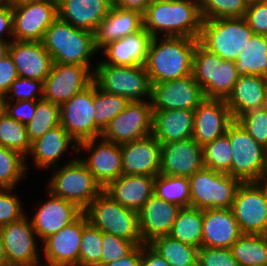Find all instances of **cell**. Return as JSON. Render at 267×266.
I'll return each instance as SVG.
<instances>
[{
	"label": "cell",
	"mask_w": 267,
	"mask_h": 266,
	"mask_svg": "<svg viewBox=\"0 0 267 266\" xmlns=\"http://www.w3.org/2000/svg\"><path fill=\"white\" fill-rule=\"evenodd\" d=\"M232 148L225 134L203 146L204 167L230 175Z\"/></svg>",
	"instance_id": "cell-43"
},
{
	"label": "cell",
	"mask_w": 267,
	"mask_h": 266,
	"mask_svg": "<svg viewBox=\"0 0 267 266\" xmlns=\"http://www.w3.org/2000/svg\"><path fill=\"white\" fill-rule=\"evenodd\" d=\"M234 121L225 99L205 98L194 109L192 138L204 146L226 134Z\"/></svg>",
	"instance_id": "cell-21"
},
{
	"label": "cell",
	"mask_w": 267,
	"mask_h": 266,
	"mask_svg": "<svg viewBox=\"0 0 267 266\" xmlns=\"http://www.w3.org/2000/svg\"><path fill=\"white\" fill-rule=\"evenodd\" d=\"M226 134L232 148L230 175L242 182H260L267 179V149L256 142L234 120Z\"/></svg>",
	"instance_id": "cell-7"
},
{
	"label": "cell",
	"mask_w": 267,
	"mask_h": 266,
	"mask_svg": "<svg viewBox=\"0 0 267 266\" xmlns=\"http://www.w3.org/2000/svg\"><path fill=\"white\" fill-rule=\"evenodd\" d=\"M27 173L26 158L15 150L0 146V189L16 188Z\"/></svg>",
	"instance_id": "cell-40"
},
{
	"label": "cell",
	"mask_w": 267,
	"mask_h": 266,
	"mask_svg": "<svg viewBox=\"0 0 267 266\" xmlns=\"http://www.w3.org/2000/svg\"><path fill=\"white\" fill-rule=\"evenodd\" d=\"M129 102L123 96L102 91L94 83L95 124L103 131L108 123L126 108Z\"/></svg>",
	"instance_id": "cell-41"
},
{
	"label": "cell",
	"mask_w": 267,
	"mask_h": 266,
	"mask_svg": "<svg viewBox=\"0 0 267 266\" xmlns=\"http://www.w3.org/2000/svg\"><path fill=\"white\" fill-rule=\"evenodd\" d=\"M198 39L152 37L145 70L151 84L192 75L193 54Z\"/></svg>",
	"instance_id": "cell-2"
},
{
	"label": "cell",
	"mask_w": 267,
	"mask_h": 266,
	"mask_svg": "<svg viewBox=\"0 0 267 266\" xmlns=\"http://www.w3.org/2000/svg\"><path fill=\"white\" fill-rule=\"evenodd\" d=\"M149 245L154 248L170 266H197L198 248L185 244L170 235L154 239Z\"/></svg>",
	"instance_id": "cell-37"
},
{
	"label": "cell",
	"mask_w": 267,
	"mask_h": 266,
	"mask_svg": "<svg viewBox=\"0 0 267 266\" xmlns=\"http://www.w3.org/2000/svg\"><path fill=\"white\" fill-rule=\"evenodd\" d=\"M236 121L260 145L267 149V111L263 108L251 110L239 116Z\"/></svg>",
	"instance_id": "cell-46"
},
{
	"label": "cell",
	"mask_w": 267,
	"mask_h": 266,
	"mask_svg": "<svg viewBox=\"0 0 267 266\" xmlns=\"http://www.w3.org/2000/svg\"><path fill=\"white\" fill-rule=\"evenodd\" d=\"M152 135L161 143L191 139L194 110H152Z\"/></svg>",
	"instance_id": "cell-33"
},
{
	"label": "cell",
	"mask_w": 267,
	"mask_h": 266,
	"mask_svg": "<svg viewBox=\"0 0 267 266\" xmlns=\"http://www.w3.org/2000/svg\"><path fill=\"white\" fill-rule=\"evenodd\" d=\"M154 194L179 207H188L190 206L189 178L158 174L154 181Z\"/></svg>",
	"instance_id": "cell-38"
},
{
	"label": "cell",
	"mask_w": 267,
	"mask_h": 266,
	"mask_svg": "<svg viewBox=\"0 0 267 266\" xmlns=\"http://www.w3.org/2000/svg\"><path fill=\"white\" fill-rule=\"evenodd\" d=\"M265 197L267 201V179H265Z\"/></svg>",
	"instance_id": "cell-64"
},
{
	"label": "cell",
	"mask_w": 267,
	"mask_h": 266,
	"mask_svg": "<svg viewBox=\"0 0 267 266\" xmlns=\"http://www.w3.org/2000/svg\"><path fill=\"white\" fill-rule=\"evenodd\" d=\"M203 210L188 206L181 207L170 232V236L185 244L202 247Z\"/></svg>",
	"instance_id": "cell-35"
},
{
	"label": "cell",
	"mask_w": 267,
	"mask_h": 266,
	"mask_svg": "<svg viewBox=\"0 0 267 266\" xmlns=\"http://www.w3.org/2000/svg\"><path fill=\"white\" fill-rule=\"evenodd\" d=\"M197 266H240L232 255L231 249L205 247L198 249Z\"/></svg>",
	"instance_id": "cell-50"
},
{
	"label": "cell",
	"mask_w": 267,
	"mask_h": 266,
	"mask_svg": "<svg viewBox=\"0 0 267 266\" xmlns=\"http://www.w3.org/2000/svg\"><path fill=\"white\" fill-rule=\"evenodd\" d=\"M264 110H267V92H266V96H265V100H264V103H263V107H262Z\"/></svg>",
	"instance_id": "cell-62"
},
{
	"label": "cell",
	"mask_w": 267,
	"mask_h": 266,
	"mask_svg": "<svg viewBox=\"0 0 267 266\" xmlns=\"http://www.w3.org/2000/svg\"><path fill=\"white\" fill-rule=\"evenodd\" d=\"M142 244L137 245L129 254L105 266H141Z\"/></svg>",
	"instance_id": "cell-56"
},
{
	"label": "cell",
	"mask_w": 267,
	"mask_h": 266,
	"mask_svg": "<svg viewBox=\"0 0 267 266\" xmlns=\"http://www.w3.org/2000/svg\"><path fill=\"white\" fill-rule=\"evenodd\" d=\"M246 1L251 3V2H254V1H260V0H246Z\"/></svg>",
	"instance_id": "cell-66"
},
{
	"label": "cell",
	"mask_w": 267,
	"mask_h": 266,
	"mask_svg": "<svg viewBox=\"0 0 267 266\" xmlns=\"http://www.w3.org/2000/svg\"><path fill=\"white\" fill-rule=\"evenodd\" d=\"M0 266H7V256L5 253V247L3 244L1 233H0Z\"/></svg>",
	"instance_id": "cell-59"
},
{
	"label": "cell",
	"mask_w": 267,
	"mask_h": 266,
	"mask_svg": "<svg viewBox=\"0 0 267 266\" xmlns=\"http://www.w3.org/2000/svg\"><path fill=\"white\" fill-rule=\"evenodd\" d=\"M102 231L89 221L83 227L79 245V266H100Z\"/></svg>",
	"instance_id": "cell-45"
},
{
	"label": "cell",
	"mask_w": 267,
	"mask_h": 266,
	"mask_svg": "<svg viewBox=\"0 0 267 266\" xmlns=\"http://www.w3.org/2000/svg\"><path fill=\"white\" fill-rule=\"evenodd\" d=\"M101 243L102 255L100 258V266H105L110 262L125 257L136 247L131 241L105 232H102Z\"/></svg>",
	"instance_id": "cell-49"
},
{
	"label": "cell",
	"mask_w": 267,
	"mask_h": 266,
	"mask_svg": "<svg viewBox=\"0 0 267 266\" xmlns=\"http://www.w3.org/2000/svg\"><path fill=\"white\" fill-rule=\"evenodd\" d=\"M180 208L153 194L138 212L143 244H149L158 237L169 235Z\"/></svg>",
	"instance_id": "cell-26"
},
{
	"label": "cell",
	"mask_w": 267,
	"mask_h": 266,
	"mask_svg": "<svg viewBox=\"0 0 267 266\" xmlns=\"http://www.w3.org/2000/svg\"><path fill=\"white\" fill-rule=\"evenodd\" d=\"M18 77L16 66L9 54L0 61V101L5 98L12 82Z\"/></svg>",
	"instance_id": "cell-53"
},
{
	"label": "cell",
	"mask_w": 267,
	"mask_h": 266,
	"mask_svg": "<svg viewBox=\"0 0 267 266\" xmlns=\"http://www.w3.org/2000/svg\"><path fill=\"white\" fill-rule=\"evenodd\" d=\"M267 92V78L258 75L238 76L231 93L225 99L236 120L251 110L261 109Z\"/></svg>",
	"instance_id": "cell-32"
},
{
	"label": "cell",
	"mask_w": 267,
	"mask_h": 266,
	"mask_svg": "<svg viewBox=\"0 0 267 266\" xmlns=\"http://www.w3.org/2000/svg\"><path fill=\"white\" fill-rule=\"evenodd\" d=\"M149 4V0H113L114 6L123 9L136 10L142 14L146 11Z\"/></svg>",
	"instance_id": "cell-57"
},
{
	"label": "cell",
	"mask_w": 267,
	"mask_h": 266,
	"mask_svg": "<svg viewBox=\"0 0 267 266\" xmlns=\"http://www.w3.org/2000/svg\"><path fill=\"white\" fill-rule=\"evenodd\" d=\"M0 233L7 256V266H35L42 262L39 240L29 215L1 227Z\"/></svg>",
	"instance_id": "cell-15"
},
{
	"label": "cell",
	"mask_w": 267,
	"mask_h": 266,
	"mask_svg": "<svg viewBox=\"0 0 267 266\" xmlns=\"http://www.w3.org/2000/svg\"><path fill=\"white\" fill-rule=\"evenodd\" d=\"M95 64L93 82L102 91L129 101L150 100L151 83L143 65L116 66L101 61Z\"/></svg>",
	"instance_id": "cell-10"
},
{
	"label": "cell",
	"mask_w": 267,
	"mask_h": 266,
	"mask_svg": "<svg viewBox=\"0 0 267 266\" xmlns=\"http://www.w3.org/2000/svg\"><path fill=\"white\" fill-rule=\"evenodd\" d=\"M254 35L244 17L203 20L199 43L223 60L234 61Z\"/></svg>",
	"instance_id": "cell-5"
},
{
	"label": "cell",
	"mask_w": 267,
	"mask_h": 266,
	"mask_svg": "<svg viewBox=\"0 0 267 266\" xmlns=\"http://www.w3.org/2000/svg\"><path fill=\"white\" fill-rule=\"evenodd\" d=\"M203 20L244 17L246 0H199Z\"/></svg>",
	"instance_id": "cell-44"
},
{
	"label": "cell",
	"mask_w": 267,
	"mask_h": 266,
	"mask_svg": "<svg viewBox=\"0 0 267 266\" xmlns=\"http://www.w3.org/2000/svg\"><path fill=\"white\" fill-rule=\"evenodd\" d=\"M142 29L141 12L113 5L94 33L95 47L99 51L108 43L135 34Z\"/></svg>",
	"instance_id": "cell-31"
},
{
	"label": "cell",
	"mask_w": 267,
	"mask_h": 266,
	"mask_svg": "<svg viewBox=\"0 0 267 266\" xmlns=\"http://www.w3.org/2000/svg\"><path fill=\"white\" fill-rule=\"evenodd\" d=\"M35 266H60V265H49V264L41 262V263H39V264H37Z\"/></svg>",
	"instance_id": "cell-63"
},
{
	"label": "cell",
	"mask_w": 267,
	"mask_h": 266,
	"mask_svg": "<svg viewBox=\"0 0 267 266\" xmlns=\"http://www.w3.org/2000/svg\"><path fill=\"white\" fill-rule=\"evenodd\" d=\"M205 98L193 75L151 84L152 110H194Z\"/></svg>",
	"instance_id": "cell-18"
},
{
	"label": "cell",
	"mask_w": 267,
	"mask_h": 266,
	"mask_svg": "<svg viewBox=\"0 0 267 266\" xmlns=\"http://www.w3.org/2000/svg\"><path fill=\"white\" fill-rule=\"evenodd\" d=\"M153 111L150 100L130 101L102 131L107 141L123 144L152 134Z\"/></svg>",
	"instance_id": "cell-13"
},
{
	"label": "cell",
	"mask_w": 267,
	"mask_h": 266,
	"mask_svg": "<svg viewBox=\"0 0 267 266\" xmlns=\"http://www.w3.org/2000/svg\"><path fill=\"white\" fill-rule=\"evenodd\" d=\"M192 75L206 98L226 99L238 80L236 63L223 60L199 42L193 54Z\"/></svg>",
	"instance_id": "cell-6"
},
{
	"label": "cell",
	"mask_w": 267,
	"mask_h": 266,
	"mask_svg": "<svg viewBox=\"0 0 267 266\" xmlns=\"http://www.w3.org/2000/svg\"><path fill=\"white\" fill-rule=\"evenodd\" d=\"M244 18L254 34L267 36V0L249 3Z\"/></svg>",
	"instance_id": "cell-51"
},
{
	"label": "cell",
	"mask_w": 267,
	"mask_h": 266,
	"mask_svg": "<svg viewBox=\"0 0 267 266\" xmlns=\"http://www.w3.org/2000/svg\"><path fill=\"white\" fill-rule=\"evenodd\" d=\"M235 63L239 76L258 75L267 78V36L254 34Z\"/></svg>",
	"instance_id": "cell-34"
},
{
	"label": "cell",
	"mask_w": 267,
	"mask_h": 266,
	"mask_svg": "<svg viewBox=\"0 0 267 266\" xmlns=\"http://www.w3.org/2000/svg\"><path fill=\"white\" fill-rule=\"evenodd\" d=\"M242 234L231 209L203 210L202 246L230 249Z\"/></svg>",
	"instance_id": "cell-30"
},
{
	"label": "cell",
	"mask_w": 267,
	"mask_h": 266,
	"mask_svg": "<svg viewBox=\"0 0 267 266\" xmlns=\"http://www.w3.org/2000/svg\"><path fill=\"white\" fill-rule=\"evenodd\" d=\"M141 266H170L149 244H142Z\"/></svg>",
	"instance_id": "cell-55"
},
{
	"label": "cell",
	"mask_w": 267,
	"mask_h": 266,
	"mask_svg": "<svg viewBox=\"0 0 267 266\" xmlns=\"http://www.w3.org/2000/svg\"><path fill=\"white\" fill-rule=\"evenodd\" d=\"M94 82L60 105V124L78 142L101 137L95 124Z\"/></svg>",
	"instance_id": "cell-12"
},
{
	"label": "cell",
	"mask_w": 267,
	"mask_h": 266,
	"mask_svg": "<svg viewBox=\"0 0 267 266\" xmlns=\"http://www.w3.org/2000/svg\"><path fill=\"white\" fill-rule=\"evenodd\" d=\"M82 150L88 156H80L79 159L102 188L122 175L121 144L98 137L80 142L78 154L82 153Z\"/></svg>",
	"instance_id": "cell-17"
},
{
	"label": "cell",
	"mask_w": 267,
	"mask_h": 266,
	"mask_svg": "<svg viewBox=\"0 0 267 266\" xmlns=\"http://www.w3.org/2000/svg\"><path fill=\"white\" fill-rule=\"evenodd\" d=\"M152 36L143 28L139 32L112 41L98 53L103 54L102 63L116 66L145 65Z\"/></svg>",
	"instance_id": "cell-28"
},
{
	"label": "cell",
	"mask_w": 267,
	"mask_h": 266,
	"mask_svg": "<svg viewBox=\"0 0 267 266\" xmlns=\"http://www.w3.org/2000/svg\"><path fill=\"white\" fill-rule=\"evenodd\" d=\"M122 174L156 177L161 168V143L152 135L121 144Z\"/></svg>",
	"instance_id": "cell-22"
},
{
	"label": "cell",
	"mask_w": 267,
	"mask_h": 266,
	"mask_svg": "<svg viewBox=\"0 0 267 266\" xmlns=\"http://www.w3.org/2000/svg\"><path fill=\"white\" fill-rule=\"evenodd\" d=\"M60 105L45 99L37 100V107L32 120L26 125L29 141L32 143L47 131L60 125Z\"/></svg>",
	"instance_id": "cell-39"
},
{
	"label": "cell",
	"mask_w": 267,
	"mask_h": 266,
	"mask_svg": "<svg viewBox=\"0 0 267 266\" xmlns=\"http://www.w3.org/2000/svg\"><path fill=\"white\" fill-rule=\"evenodd\" d=\"M13 39V8L12 3L8 1L0 4V41Z\"/></svg>",
	"instance_id": "cell-54"
},
{
	"label": "cell",
	"mask_w": 267,
	"mask_h": 266,
	"mask_svg": "<svg viewBox=\"0 0 267 266\" xmlns=\"http://www.w3.org/2000/svg\"><path fill=\"white\" fill-rule=\"evenodd\" d=\"M83 212L88 221L102 232L131 241L136 246L143 244L138 213L115 202L103 191Z\"/></svg>",
	"instance_id": "cell-8"
},
{
	"label": "cell",
	"mask_w": 267,
	"mask_h": 266,
	"mask_svg": "<svg viewBox=\"0 0 267 266\" xmlns=\"http://www.w3.org/2000/svg\"><path fill=\"white\" fill-rule=\"evenodd\" d=\"M190 206L200 210L231 209L242 181L229 174L203 167L189 177Z\"/></svg>",
	"instance_id": "cell-9"
},
{
	"label": "cell",
	"mask_w": 267,
	"mask_h": 266,
	"mask_svg": "<svg viewBox=\"0 0 267 266\" xmlns=\"http://www.w3.org/2000/svg\"><path fill=\"white\" fill-rule=\"evenodd\" d=\"M4 113H5V111H4V107H3V105H2V103H1V101H0V120H1V116H2Z\"/></svg>",
	"instance_id": "cell-61"
},
{
	"label": "cell",
	"mask_w": 267,
	"mask_h": 266,
	"mask_svg": "<svg viewBox=\"0 0 267 266\" xmlns=\"http://www.w3.org/2000/svg\"><path fill=\"white\" fill-rule=\"evenodd\" d=\"M5 113L12 119L27 125L34 117L37 100L1 101Z\"/></svg>",
	"instance_id": "cell-52"
},
{
	"label": "cell",
	"mask_w": 267,
	"mask_h": 266,
	"mask_svg": "<svg viewBox=\"0 0 267 266\" xmlns=\"http://www.w3.org/2000/svg\"><path fill=\"white\" fill-rule=\"evenodd\" d=\"M202 22L199 0H160L150 2L143 13V28L152 37L198 39Z\"/></svg>",
	"instance_id": "cell-1"
},
{
	"label": "cell",
	"mask_w": 267,
	"mask_h": 266,
	"mask_svg": "<svg viewBox=\"0 0 267 266\" xmlns=\"http://www.w3.org/2000/svg\"><path fill=\"white\" fill-rule=\"evenodd\" d=\"M40 99H43V81L18 77L12 82L5 98L1 101Z\"/></svg>",
	"instance_id": "cell-47"
},
{
	"label": "cell",
	"mask_w": 267,
	"mask_h": 266,
	"mask_svg": "<svg viewBox=\"0 0 267 266\" xmlns=\"http://www.w3.org/2000/svg\"><path fill=\"white\" fill-rule=\"evenodd\" d=\"M13 37L17 41H41L58 18L57 0L12 3Z\"/></svg>",
	"instance_id": "cell-14"
},
{
	"label": "cell",
	"mask_w": 267,
	"mask_h": 266,
	"mask_svg": "<svg viewBox=\"0 0 267 266\" xmlns=\"http://www.w3.org/2000/svg\"><path fill=\"white\" fill-rule=\"evenodd\" d=\"M46 194L47 200L44 203L42 200L38 201L37 210L29 217L39 243L71 224L83 213L73 202L57 197L49 191Z\"/></svg>",
	"instance_id": "cell-20"
},
{
	"label": "cell",
	"mask_w": 267,
	"mask_h": 266,
	"mask_svg": "<svg viewBox=\"0 0 267 266\" xmlns=\"http://www.w3.org/2000/svg\"><path fill=\"white\" fill-rule=\"evenodd\" d=\"M41 42L54 63L96 66L91 63L94 55H99L93 32L57 18L46 30Z\"/></svg>",
	"instance_id": "cell-3"
},
{
	"label": "cell",
	"mask_w": 267,
	"mask_h": 266,
	"mask_svg": "<svg viewBox=\"0 0 267 266\" xmlns=\"http://www.w3.org/2000/svg\"><path fill=\"white\" fill-rule=\"evenodd\" d=\"M0 146L15 150L25 158L31 150L26 125L10 118L6 113L0 120Z\"/></svg>",
	"instance_id": "cell-42"
},
{
	"label": "cell",
	"mask_w": 267,
	"mask_h": 266,
	"mask_svg": "<svg viewBox=\"0 0 267 266\" xmlns=\"http://www.w3.org/2000/svg\"><path fill=\"white\" fill-rule=\"evenodd\" d=\"M155 1H160V0H149V2H155Z\"/></svg>",
	"instance_id": "cell-67"
},
{
	"label": "cell",
	"mask_w": 267,
	"mask_h": 266,
	"mask_svg": "<svg viewBox=\"0 0 267 266\" xmlns=\"http://www.w3.org/2000/svg\"><path fill=\"white\" fill-rule=\"evenodd\" d=\"M231 210L243 234H267L265 179L260 182H242Z\"/></svg>",
	"instance_id": "cell-11"
},
{
	"label": "cell",
	"mask_w": 267,
	"mask_h": 266,
	"mask_svg": "<svg viewBox=\"0 0 267 266\" xmlns=\"http://www.w3.org/2000/svg\"><path fill=\"white\" fill-rule=\"evenodd\" d=\"M87 222L88 218L83 212L71 224L46 238L41 243L44 258L41 261L49 265L79 266V245Z\"/></svg>",
	"instance_id": "cell-19"
},
{
	"label": "cell",
	"mask_w": 267,
	"mask_h": 266,
	"mask_svg": "<svg viewBox=\"0 0 267 266\" xmlns=\"http://www.w3.org/2000/svg\"><path fill=\"white\" fill-rule=\"evenodd\" d=\"M19 77L43 81L53 67V59L41 41L12 40L9 48Z\"/></svg>",
	"instance_id": "cell-25"
},
{
	"label": "cell",
	"mask_w": 267,
	"mask_h": 266,
	"mask_svg": "<svg viewBox=\"0 0 267 266\" xmlns=\"http://www.w3.org/2000/svg\"><path fill=\"white\" fill-rule=\"evenodd\" d=\"M230 249L240 266H267V234H242Z\"/></svg>",
	"instance_id": "cell-36"
},
{
	"label": "cell",
	"mask_w": 267,
	"mask_h": 266,
	"mask_svg": "<svg viewBox=\"0 0 267 266\" xmlns=\"http://www.w3.org/2000/svg\"><path fill=\"white\" fill-rule=\"evenodd\" d=\"M11 41H0V61L9 55Z\"/></svg>",
	"instance_id": "cell-58"
},
{
	"label": "cell",
	"mask_w": 267,
	"mask_h": 266,
	"mask_svg": "<svg viewBox=\"0 0 267 266\" xmlns=\"http://www.w3.org/2000/svg\"><path fill=\"white\" fill-rule=\"evenodd\" d=\"M203 167V146L193 138L161 144V175L189 178Z\"/></svg>",
	"instance_id": "cell-23"
},
{
	"label": "cell",
	"mask_w": 267,
	"mask_h": 266,
	"mask_svg": "<svg viewBox=\"0 0 267 266\" xmlns=\"http://www.w3.org/2000/svg\"><path fill=\"white\" fill-rule=\"evenodd\" d=\"M112 6L113 0H57L60 20L93 33Z\"/></svg>",
	"instance_id": "cell-29"
},
{
	"label": "cell",
	"mask_w": 267,
	"mask_h": 266,
	"mask_svg": "<svg viewBox=\"0 0 267 266\" xmlns=\"http://www.w3.org/2000/svg\"><path fill=\"white\" fill-rule=\"evenodd\" d=\"M9 0H0V4H3V3H6L8 2Z\"/></svg>",
	"instance_id": "cell-65"
},
{
	"label": "cell",
	"mask_w": 267,
	"mask_h": 266,
	"mask_svg": "<svg viewBox=\"0 0 267 266\" xmlns=\"http://www.w3.org/2000/svg\"><path fill=\"white\" fill-rule=\"evenodd\" d=\"M95 66L54 63L43 82V99L61 105L93 83Z\"/></svg>",
	"instance_id": "cell-16"
},
{
	"label": "cell",
	"mask_w": 267,
	"mask_h": 266,
	"mask_svg": "<svg viewBox=\"0 0 267 266\" xmlns=\"http://www.w3.org/2000/svg\"><path fill=\"white\" fill-rule=\"evenodd\" d=\"M61 165L49 169L53 173L46 189L57 197L73 202L84 211L103 188L78 156L70 157L68 162Z\"/></svg>",
	"instance_id": "cell-4"
},
{
	"label": "cell",
	"mask_w": 267,
	"mask_h": 266,
	"mask_svg": "<svg viewBox=\"0 0 267 266\" xmlns=\"http://www.w3.org/2000/svg\"><path fill=\"white\" fill-rule=\"evenodd\" d=\"M28 1H42V0H9L11 3H23Z\"/></svg>",
	"instance_id": "cell-60"
},
{
	"label": "cell",
	"mask_w": 267,
	"mask_h": 266,
	"mask_svg": "<svg viewBox=\"0 0 267 266\" xmlns=\"http://www.w3.org/2000/svg\"><path fill=\"white\" fill-rule=\"evenodd\" d=\"M155 177L148 175H121L109 182L103 192L112 200L135 212L154 194Z\"/></svg>",
	"instance_id": "cell-27"
},
{
	"label": "cell",
	"mask_w": 267,
	"mask_h": 266,
	"mask_svg": "<svg viewBox=\"0 0 267 266\" xmlns=\"http://www.w3.org/2000/svg\"><path fill=\"white\" fill-rule=\"evenodd\" d=\"M16 188L0 189V228L21 219L27 213L18 197Z\"/></svg>",
	"instance_id": "cell-48"
},
{
	"label": "cell",
	"mask_w": 267,
	"mask_h": 266,
	"mask_svg": "<svg viewBox=\"0 0 267 266\" xmlns=\"http://www.w3.org/2000/svg\"><path fill=\"white\" fill-rule=\"evenodd\" d=\"M78 146V142L60 124L31 143V150L26 158V169L27 171L29 169L27 163L29 157L38 170L47 171L49 168L59 166L61 158L63 156L65 158L67 155L65 153L69 152L70 148L78 154Z\"/></svg>",
	"instance_id": "cell-24"
}]
</instances>
